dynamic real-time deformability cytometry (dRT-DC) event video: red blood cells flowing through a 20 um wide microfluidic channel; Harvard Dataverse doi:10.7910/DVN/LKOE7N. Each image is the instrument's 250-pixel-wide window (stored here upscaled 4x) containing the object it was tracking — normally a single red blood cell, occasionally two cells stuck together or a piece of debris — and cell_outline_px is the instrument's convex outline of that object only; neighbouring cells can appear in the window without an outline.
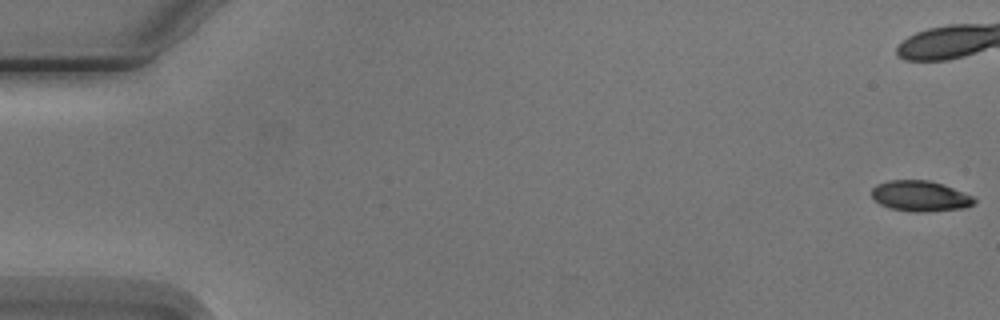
{"species": "Egyptian fruit bat (a non-hibernating species)", "species_latin": "Rousettus aegyptiacus", "temperature_condition": "cold", "stored_images_in_passage": 8, "camera_frame_rate_fps": 3000, "um_per_image_px": 0.085, "animal": {"sex": "male"}, "frame": {"image": 1, "passage_image": 1, "time_ms": 0.0, "image_size_px": [1000, 320], "cell_outline_px": [[976, 200], [972, 204], [964, 208], [924, 212], [912, 212], [888, 208], [880, 204], [872, 196], [872, 188], [876, 184], [888, 180], [928, 180], [944, 184], [972, 196]], "centroid_in_image_um": [78.19, 16.66], "position_along_channel_um": 6.8, "area_um2": 18.32}}
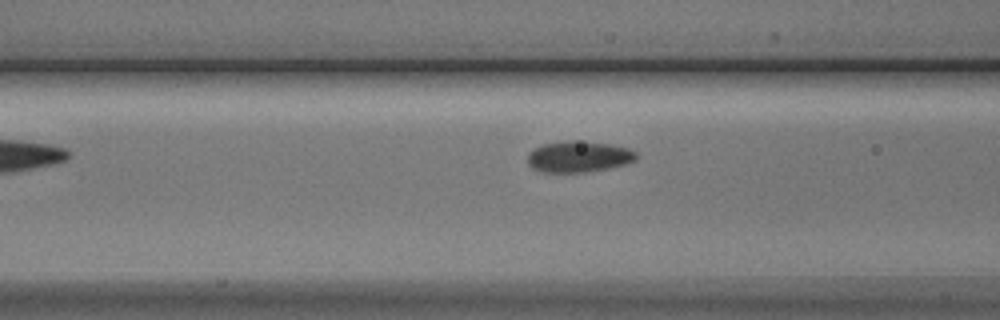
{"frame": {"image": 2, "passage_image": 8, "time_ms": 9.0, "image_size_px": [1000, 320], "cell_outline_px": [[636, 160], [624, 164], [608, 168], [584, 172], [544, 172], [532, 168], [528, 164], [528, 152], [544, 144], [564, 140], [572, 140], [612, 144], [628, 148], [636, 152]], "centroid_in_image_um": [49.17, 13.31], "position_along_channel_um": 117.4, "area_um2": 19.65}}